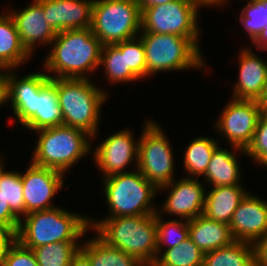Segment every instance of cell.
<instances>
[{"label": "cell", "instance_id": "1", "mask_svg": "<svg viewBox=\"0 0 267 266\" xmlns=\"http://www.w3.org/2000/svg\"><path fill=\"white\" fill-rule=\"evenodd\" d=\"M9 70V101L17 121L32 131L63 125L57 88L47 74L32 72L19 78Z\"/></svg>", "mask_w": 267, "mask_h": 266}, {"label": "cell", "instance_id": "2", "mask_svg": "<svg viewBox=\"0 0 267 266\" xmlns=\"http://www.w3.org/2000/svg\"><path fill=\"white\" fill-rule=\"evenodd\" d=\"M50 46V52L42 66L50 79H89V73L101 67L99 64L103 45L91 28L57 32Z\"/></svg>", "mask_w": 267, "mask_h": 266}, {"label": "cell", "instance_id": "3", "mask_svg": "<svg viewBox=\"0 0 267 266\" xmlns=\"http://www.w3.org/2000/svg\"><path fill=\"white\" fill-rule=\"evenodd\" d=\"M90 229L107 245L121 249L144 266H153L157 259L156 213L151 215L90 217Z\"/></svg>", "mask_w": 267, "mask_h": 266}, {"label": "cell", "instance_id": "4", "mask_svg": "<svg viewBox=\"0 0 267 266\" xmlns=\"http://www.w3.org/2000/svg\"><path fill=\"white\" fill-rule=\"evenodd\" d=\"M90 229L89 217L55 207L26 214L19 222L16 240L28 249L80 239Z\"/></svg>", "mask_w": 267, "mask_h": 266}, {"label": "cell", "instance_id": "5", "mask_svg": "<svg viewBox=\"0 0 267 266\" xmlns=\"http://www.w3.org/2000/svg\"><path fill=\"white\" fill-rule=\"evenodd\" d=\"M50 82L57 88L63 125L79 128L93 140L99 130L101 108L108 93L90 79L53 78Z\"/></svg>", "mask_w": 267, "mask_h": 266}, {"label": "cell", "instance_id": "6", "mask_svg": "<svg viewBox=\"0 0 267 266\" xmlns=\"http://www.w3.org/2000/svg\"><path fill=\"white\" fill-rule=\"evenodd\" d=\"M145 49L146 77L165 71L206 68L199 37L173 34H139Z\"/></svg>", "mask_w": 267, "mask_h": 266}, {"label": "cell", "instance_id": "7", "mask_svg": "<svg viewBox=\"0 0 267 266\" xmlns=\"http://www.w3.org/2000/svg\"><path fill=\"white\" fill-rule=\"evenodd\" d=\"M36 132L39 135L31 162L37 166L66 173L93 149L92 136L79 128L61 125Z\"/></svg>", "mask_w": 267, "mask_h": 266}, {"label": "cell", "instance_id": "8", "mask_svg": "<svg viewBox=\"0 0 267 266\" xmlns=\"http://www.w3.org/2000/svg\"><path fill=\"white\" fill-rule=\"evenodd\" d=\"M102 182L110 212L107 218L157 213L158 208L152 200L159 192L158 188L138 169L103 178Z\"/></svg>", "mask_w": 267, "mask_h": 266}, {"label": "cell", "instance_id": "9", "mask_svg": "<svg viewBox=\"0 0 267 266\" xmlns=\"http://www.w3.org/2000/svg\"><path fill=\"white\" fill-rule=\"evenodd\" d=\"M90 28L103 46L137 37L141 32L137 0H94Z\"/></svg>", "mask_w": 267, "mask_h": 266}, {"label": "cell", "instance_id": "10", "mask_svg": "<svg viewBox=\"0 0 267 266\" xmlns=\"http://www.w3.org/2000/svg\"><path fill=\"white\" fill-rule=\"evenodd\" d=\"M139 137V172L157 188L169 184L174 177V154L168 137L157 121L147 120Z\"/></svg>", "mask_w": 267, "mask_h": 266}, {"label": "cell", "instance_id": "11", "mask_svg": "<svg viewBox=\"0 0 267 266\" xmlns=\"http://www.w3.org/2000/svg\"><path fill=\"white\" fill-rule=\"evenodd\" d=\"M196 0H174L167 4L148 7L141 12V32L200 37Z\"/></svg>", "mask_w": 267, "mask_h": 266}, {"label": "cell", "instance_id": "12", "mask_svg": "<svg viewBox=\"0 0 267 266\" xmlns=\"http://www.w3.org/2000/svg\"><path fill=\"white\" fill-rule=\"evenodd\" d=\"M222 110L214 123L215 131L221 132L228 144L245 150L253 138L258 119L263 114L261 102L231 98Z\"/></svg>", "mask_w": 267, "mask_h": 266}, {"label": "cell", "instance_id": "13", "mask_svg": "<svg viewBox=\"0 0 267 266\" xmlns=\"http://www.w3.org/2000/svg\"><path fill=\"white\" fill-rule=\"evenodd\" d=\"M129 129H124L105 138L92 153L93 160L103 174V178L128 172L127 167L134 162L138 165L139 139L135 140Z\"/></svg>", "mask_w": 267, "mask_h": 266}, {"label": "cell", "instance_id": "14", "mask_svg": "<svg viewBox=\"0 0 267 266\" xmlns=\"http://www.w3.org/2000/svg\"><path fill=\"white\" fill-rule=\"evenodd\" d=\"M176 179L160 188L158 191L170 190L166 200L161 205L158 214L167 213L178 216L179 220H192L203 215L205 204V184L198 181L197 178L182 177L177 182ZM204 185V186H203ZM163 206V207H162ZM162 212V213H160Z\"/></svg>", "mask_w": 267, "mask_h": 266}, {"label": "cell", "instance_id": "15", "mask_svg": "<svg viewBox=\"0 0 267 266\" xmlns=\"http://www.w3.org/2000/svg\"><path fill=\"white\" fill-rule=\"evenodd\" d=\"M64 176L58 170L30 162L28 169L21 174L26 213L55 208L51 200L64 186Z\"/></svg>", "mask_w": 267, "mask_h": 266}, {"label": "cell", "instance_id": "16", "mask_svg": "<svg viewBox=\"0 0 267 266\" xmlns=\"http://www.w3.org/2000/svg\"><path fill=\"white\" fill-rule=\"evenodd\" d=\"M228 225L234 240L254 244L267 233V201L248 192Z\"/></svg>", "mask_w": 267, "mask_h": 266}, {"label": "cell", "instance_id": "17", "mask_svg": "<svg viewBox=\"0 0 267 266\" xmlns=\"http://www.w3.org/2000/svg\"><path fill=\"white\" fill-rule=\"evenodd\" d=\"M9 14L16 24L23 47L31 56L38 42L39 45L50 46L56 32L48 25L43 6L37 0H33L23 10L14 8Z\"/></svg>", "mask_w": 267, "mask_h": 266}, {"label": "cell", "instance_id": "18", "mask_svg": "<svg viewBox=\"0 0 267 266\" xmlns=\"http://www.w3.org/2000/svg\"><path fill=\"white\" fill-rule=\"evenodd\" d=\"M48 25L57 33L68 29L90 28L94 0H37Z\"/></svg>", "mask_w": 267, "mask_h": 266}, {"label": "cell", "instance_id": "19", "mask_svg": "<svg viewBox=\"0 0 267 266\" xmlns=\"http://www.w3.org/2000/svg\"><path fill=\"white\" fill-rule=\"evenodd\" d=\"M239 53V77L232 98L261 101L267 89V61L256 56L250 47Z\"/></svg>", "mask_w": 267, "mask_h": 266}, {"label": "cell", "instance_id": "20", "mask_svg": "<svg viewBox=\"0 0 267 266\" xmlns=\"http://www.w3.org/2000/svg\"><path fill=\"white\" fill-rule=\"evenodd\" d=\"M233 151L218 146L212 155L210 163L204 174V182L212 187L243 186L241 184L240 162L236 157L237 152L245 155V150L231 145ZM237 150V152H236ZM235 152V154H234ZM240 182V183H239Z\"/></svg>", "mask_w": 267, "mask_h": 266}, {"label": "cell", "instance_id": "21", "mask_svg": "<svg viewBox=\"0 0 267 266\" xmlns=\"http://www.w3.org/2000/svg\"><path fill=\"white\" fill-rule=\"evenodd\" d=\"M189 238L204 253L231 244L234 240L230 227L204 215L188 220Z\"/></svg>", "mask_w": 267, "mask_h": 266}, {"label": "cell", "instance_id": "22", "mask_svg": "<svg viewBox=\"0 0 267 266\" xmlns=\"http://www.w3.org/2000/svg\"><path fill=\"white\" fill-rule=\"evenodd\" d=\"M206 192L203 215L208 219L229 224L234 211L248 191L244 186L212 187Z\"/></svg>", "mask_w": 267, "mask_h": 266}, {"label": "cell", "instance_id": "23", "mask_svg": "<svg viewBox=\"0 0 267 266\" xmlns=\"http://www.w3.org/2000/svg\"><path fill=\"white\" fill-rule=\"evenodd\" d=\"M32 56L23 47L12 16L0 14V69L18 70Z\"/></svg>", "mask_w": 267, "mask_h": 266}, {"label": "cell", "instance_id": "24", "mask_svg": "<svg viewBox=\"0 0 267 266\" xmlns=\"http://www.w3.org/2000/svg\"><path fill=\"white\" fill-rule=\"evenodd\" d=\"M92 238L85 242L83 240L79 249L89 259L91 266H144L121 249L107 245L97 235Z\"/></svg>", "mask_w": 267, "mask_h": 266}, {"label": "cell", "instance_id": "25", "mask_svg": "<svg viewBox=\"0 0 267 266\" xmlns=\"http://www.w3.org/2000/svg\"><path fill=\"white\" fill-rule=\"evenodd\" d=\"M253 244L233 241L231 244L204 253L203 266H254Z\"/></svg>", "mask_w": 267, "mask_h": 266}, {"label": "cell", "instance_id": "26", "mask_svg": "<svg viewBox=\"0 0 267 266\" xmlns=\"http://www.w3.org/2000/svg\"><path fill=\"white\" fill-rule=\"evenodd\" d=\"M217 140L208 137H198L191 140L184 151V171L189 178L204 176L214 150L219 146Z\"/></svg>", "mask_w": 267, "mask_h": 266}, {"label": "cell", "instance_id": "27", "mask_svg": "<svg viewBox=\"0 0 267 266\" xmlns=\"http://www.w3.org/2000/svg\"><path fill=\"white\" fill-rule=\"evenodd\" d=\"M105 69L106 79L113 83H129L141 79L131 68H127L126 52L115 45H104L100 64Z\"/></svg>", "mask_w": 267, "mask_h": 266}, {"label": "cell", "instance_id": "28", "mask_svg": "<svg viewBox=\"0 0 267 266\" xmlns=\"http://www.w3.org/2000/svg\"><path fill=\"white\" fill-rule=\"evenodd\" d=\"M204 252L190 239L178 246L164 249L153 266H203Z\"/></svg>", "mask_w": 267, "mask_h": 266}, {"label": "cell", "instance_id": "29", "mask_svg": "<svg viewBox=\"0 0 267 266\" xmlns=\"http://www.w3.org/2000/svg\"><path fill=\"white\" fill-rule=\"evenodd\" d=\"M4 159L0 155V192L9 204L11 212L21 220L26 216L23 186L20 172L4 170Z\"/></svg>", "mask_w": 267, "mask_h": 266}, {"label": "cell", "instance_id": "30", "mask_svg": "<svg viewBox=\"0 0 267 266\" xmlns=\"http://www.w3.org/2000/svg\"><path fill=\"white\" fill-rule=\"evenodd\" d=\"M80 241H62L34 248L39 266H69L80 249Z\"/></svg>", "mask_w": 267, "mask_h": 266}, {"label": "cell", "instance_id": "31", "mask_svg": "<svg viewBox=\"0 0 267 266\" xmlns=\"http://www.w3.org/2000/svg\"><path fill=\"white\" fill-rule=\"evenodd\" d=\"M157 226V256L167 245V249L178 246L182 241L189 238L188 221L164 220L158 212L156 213Z\"/></svg>", "mask_w": 267, "mask_h": 266}, {"label": "cell", "instance_id": "32", "mask_svg": "<svg viewBox=\"0 0 267 266\" xmlns=\"http://www.w3.org/2000/svg\"><path fill=\"white\" fill-rule=\"evenodd\" d=\"M239 19L253 42L267 25V0H248L242 7Z\"/></svg>", "mask_w": 267, "mask_h": 266}, {"label": "cell", "instance_id": "33", "mask_svg": "<svg viewBox=\"0 0 267 266\" xmlns=\"http://www.w3.org/2000/svg\"><path fill=\"white\" fill-rule=\"evenodd\" d=\"M114 45L121 52H126L127 68H131L141 79H145V49L141 38L137 36Z\"/></svg>", "mask_w": 267, "mask_h": 266}, {"label": "cell", "instance_id": "34", "mask_svg": "<svg viewBox=\"0 0 267 266\" xmlns=\"http://www.w3.org/2000/svg\"><path fill=\"white\" fill-rule=\"evenodd\" d=\"M245 156L251 157L256 164L267 157V115L259 117L253 138L245 149Z\"/></svg>", "mask_w": 267, "mask_h": 266}, {"label": "cell", "instance_id": "35", "mask_svg": "<svg viewBox=\"0 0 267 266\" xmlns=\"http://www.w3.org/2000/svg\"><path fill=\"white\" fill-rule=\"evenodd\" d=\"M2 266H39L32 249L22 246L17 240L9 247Z\"/></svg>", "mask_w": 267, "mask_h": 266}, {"label": "cell", "instance_id": "36", "mask_svg": "<svg viewBox=\"0 0 267 266\" xmlns=\"http://www.w3.org/2000/svg\"><path fill=\"white\" fill-rule=\"evenodd\" d=\"M19 222L20 220L11 212L9 204L0 192V227L16 233Z\"/></svg>", "mask_w": 267, "mask_h": 266}, {"label": "cell", "instance_id": "37", "mask_svg": "<svg viewBox=\"0 0 267 266\" xmlns=\"http://www.w3.org/2000/svg\"><path fill=\"white\" fill-rule=\"evenodd\" d=\"M16 233L0 227V266L3 265L9 247L15 242Z\"/></svg>", "mask_w": 267, "mask_h": 266}, {"label": "cell", "instance_id": "38", "mask_svg": "<svg viewBox=\"0 0 267 266\" xmlns=\"http://www.w3.org/2000/svg\"><path fill=\"white\" fill-rule=\"evenodd\" d=\"M256 266H267V233L253 244Z\"/></svg>", "mask_w": 267, "mask_h": 266}, {"label": "cell", "instance_id": "39", "mask_svg": "<svg viewBox=\"0 0 267 266\" xmlns=\"http://www.w3.org/2000/svg\"><path fill=\"white\" fill-rule=\"evenodd\" d=\"M9 102V70L0 69V107Z\"/></svg>", "mask_w": 267, "mask_h": 266}, {"label": "cell", "instance_id": "40", "mask_svg": "<svg viewBox=\"0 0 267 266\" xmlns=\"http://www.w3.org/2000/svg\"><path fill=\"white\" fill-rule=\"evenodd\" d=\"M251 44H254L255 47H257V49H259L260 51L265 52L267 50V25L260 32L258 37L253 42H251Z\"/></svg>", "mask_w": 267, "mask_h": 266}, {"label": "cell", "instance_id": "41", "mask_svg": "<svg viewBox=\"0 0 267 266\" xmlns=\"http://www.w3.org/2000/svg\"><path fill=\"white\" fill-rule=\"evenodd\" d=\"M69 266H91L89 259L79 250L71 260Z\"/></svg>", "mask_w": 267, "mask_h": 266}, {"label": "cell", "instance_id": "42", "mask_svg": "<svg viewBox=\"0 0 267 266\" xmlns=\"http://www.w3.org/2000/svg\"><path fill=\"white\" fill-rule=\"evenodd\" d=\"M171 1H174V0H137V3L139 5L140 12H142L144 9L148 7L161 5V4H167L168 2H171Z\"/></svg>", "mask_w": 267, "mask_h": 266}, {"label": "cell", "instance_id": "43", "mask_svg": "<svg viewBox=\"0 0 267 266\" xmlns=\"http://www.w3.org/2000/svg\"><path fill=\"white\" fill-rule=\"evenodd\" d=\"M202 7H215L218 5V7L223 6L224 3L226 4L230 0H196Z\"/></svg>", "mask_w": 267, "mask_h": 266}, {"label": "cell", "instance_id": "44", "mask_svg": "<svg viewBox=\"0 0 267 266\" xmlns=\"http://www.w3.org/2000/svg\"><path fill=\"white\" fill-rule=\"evenodd\" d=\"M262 106V113L267 115V89L264 98L260 101Z\"/></svg>", "mask_w": 267, "mask_h": 266}, {"label": "cell", "instance_id": "45", "mask_svg": "<svg viewBox=\"0 0 267 266\" xmlns=\"http://www.w3.org/2000/svg\"><path fill=\"white\" fill-rule=\"evenodd\" d=\"M264 165L265 168L267 167V157L260 163V165Z\"/></svg>", "mask_w": 267, "mask_h": 266}]
</instances>
